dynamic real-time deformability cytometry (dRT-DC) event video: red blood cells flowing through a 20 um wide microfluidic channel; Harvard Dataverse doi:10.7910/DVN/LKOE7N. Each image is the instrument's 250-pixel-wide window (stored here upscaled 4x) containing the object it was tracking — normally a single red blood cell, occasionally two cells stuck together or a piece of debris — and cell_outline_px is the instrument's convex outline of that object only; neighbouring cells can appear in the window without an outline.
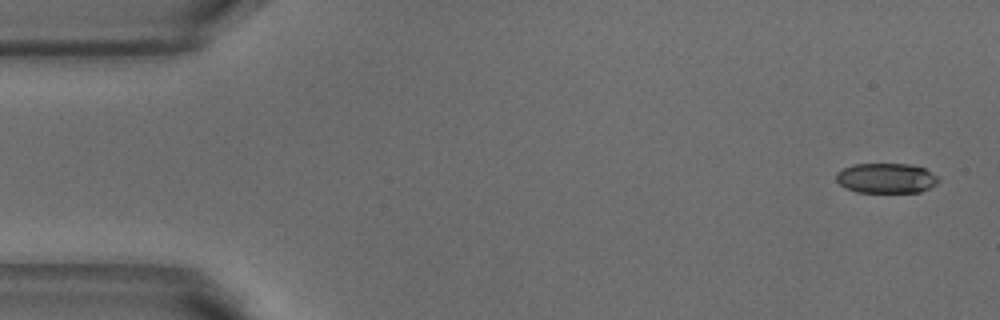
{"species": "common noctule bat (a hibernating species)", "species_latin": "Nyctalus noctula", "temperature_condition": "warm", "stored_images_in_passage": 5, "camera_frame_rate_fps": 3000, "um_per_image_px": 0.085, "animal": {"sex": "male", "body_mass_g": 18.8}, "frame": {"image": 1, "passage_image": 1, "time_ms": 0.0, "image_size_px": [1000, 320], "cell_outline_px": [[940, 180], [936, 184], [920, 192], [856, 192], [844, 188], [836, 180], [836, 172], [852, 164], [908, 164], [924, 168], [936, 176]], "centroid_in_image_um": [75.29, 15.15], "position_along_channel_um": 9.7, "area_um2": 17.86}}
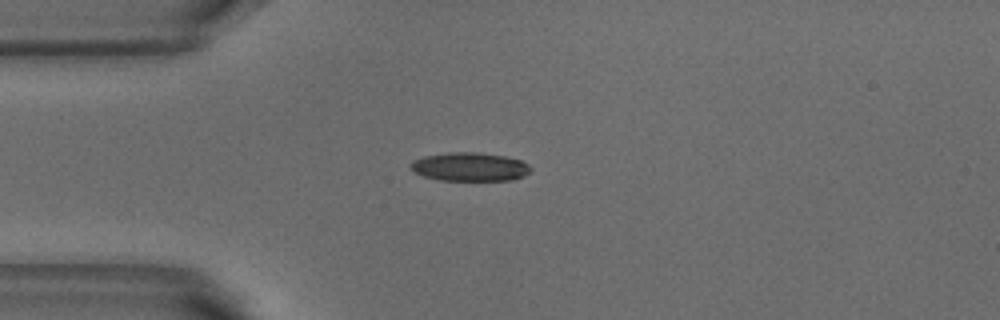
{"frame": {"image": 2, "passage_image": 4, "time_ms": 1.0, "image_size_px": [1000, 320], "cell_outline_px": [[532, 168], [524, 176], [512, 180], [440, 180], [424, 176], [408, 168], [408, 164], [412, 160], [424, 156], [448, 152], [476, 152], [504, 156], [520, 160], [528, 164]], "centroid_in_image_um": [39.9, 14.17], "position_along_channel_um": 45.1, "area_um2": 20.06}}